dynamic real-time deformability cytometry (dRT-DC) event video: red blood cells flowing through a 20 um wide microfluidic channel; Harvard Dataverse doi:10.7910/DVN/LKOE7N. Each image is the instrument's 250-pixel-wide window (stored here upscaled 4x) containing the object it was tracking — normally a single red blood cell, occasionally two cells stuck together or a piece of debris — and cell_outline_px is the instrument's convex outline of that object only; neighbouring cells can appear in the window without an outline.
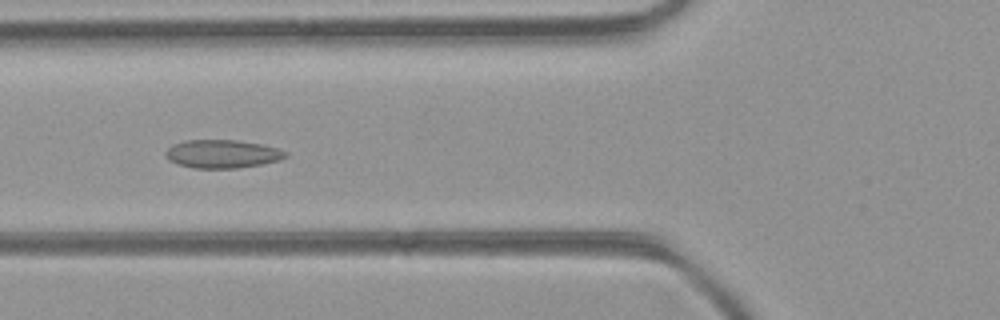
{"species": "common noctule bat (a hibernating species)", "species_latin": "Nyctalus noctula", "temperature_condition": "room temperature", "stored_images_in_passage": 37, "camera_frame_rate_fps": 3000, "um_per_image_px": 0.085, "animal": {"sex": "female", "body_mass_g": 21.9}, "frame": {"image": 1, "passage_image": 7, "time_ms": 2.0, "image_size_px": [1000, 320], "cell_outline_px": [[288, 156], [280, 160], [264, 164], [236, 168], [192, 168], [176, 164], [168, 160], [164, 152], [172, 144], [184, 140], [236, 140], [264, 144], [288, 152]], "centroid_in_image_um": [18.89, 13.08], "position_along_channel_um": 106.9, "area_um2": 20.06}}
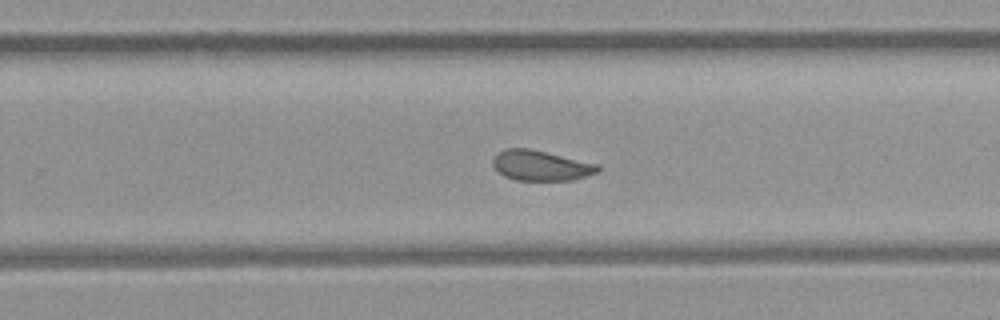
{"frame": {"image": 2, "passage_image": 19, "time_ms": 6.0, "image_size_px": [1000, 320], "cell_outline_px": [[600, 172], [572, 180], [516, 180], [504, 176], [492, 164], [492, 160], [496, 152], [504, 148], [532, 148], [600, 164]], "centroid_in_image_um": [45.99, 14.05], "position_along_channel_um": 283.8, "area_um2": 18.84}}
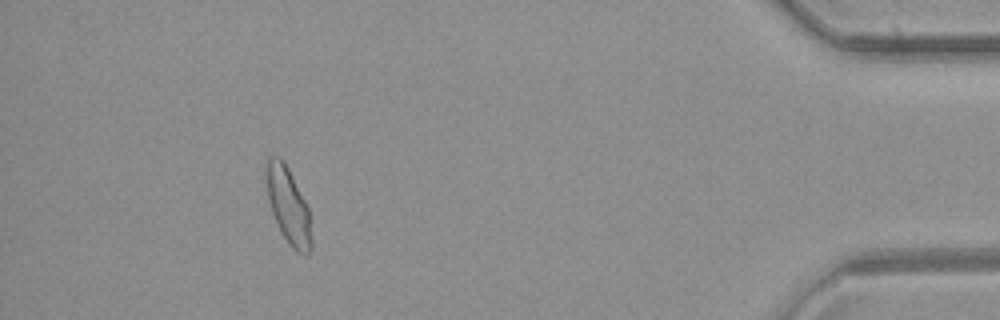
{"frame": {"image": 3, "passage_image": 32, "time_ms": 10.333, "image_size_px": [1000, 320], "cell_outline_px": [[312, 248], [304, 256], [296, 252], [288, 244], [272, 212], [268, 200], [268, 160], [272, 156], [280, 156], [284, 160], [308, 208], [312, 240]], "centroid_in_image_um": [24.55, 17.55], "position_along_channel_um": 410.7, "area_um2": 19.36}, "authors_computed_cell_mechanics": {"area_um2": 19.1896, "velocity_mm_per_s": 4.423, "shape_relaxation_time_tau1_ms": null, "shape_relaxation_time_tau2_ms": 1.5937, "deformation_change_tau1": null, "deformation_change_tau2": 0.0731}}